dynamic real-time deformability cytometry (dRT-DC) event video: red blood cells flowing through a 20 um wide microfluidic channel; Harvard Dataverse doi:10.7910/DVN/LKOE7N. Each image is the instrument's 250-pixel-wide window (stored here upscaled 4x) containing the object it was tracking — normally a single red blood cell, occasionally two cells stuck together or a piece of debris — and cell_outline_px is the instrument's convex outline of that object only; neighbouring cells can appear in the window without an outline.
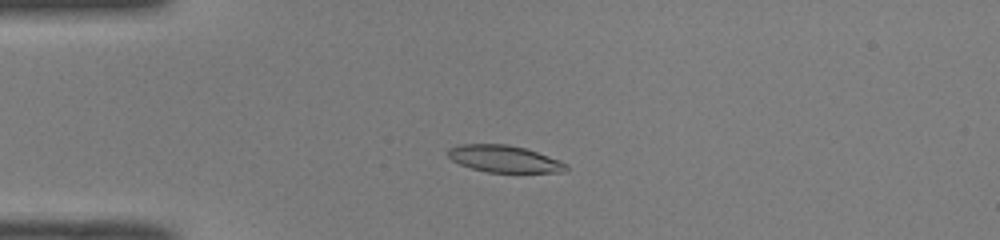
{"species": "common noctule bat (a hibernating species)", "species_latin": "Nyctalus noctula", "temperature_condition": "room temperature", "stored_images_in_passage": 48, "camera_frame_rate_fps": 3000, "um_per_image_px": 0.085, "animal": {"sex": "male", "body_mass_g": 19.0, "forearm_length_mm": 50.8}, "frame": {"image": 1, "passage_image": 11, "time_ms": 3.333, "image_size_px": [1000, 240], "cell_outline_px": [[568, 168], [564, 172], [488, 172], [472, 168], [460, 164], [452, 160], [448, 156], [448, 148], [460, 144], [508, 144], [524, 148], [560, 160], [568, 164]], "centroid_in_image_um": [42.86, 13.5], "position_along_channel_um": 42.1, "area_um2": 18.44}}
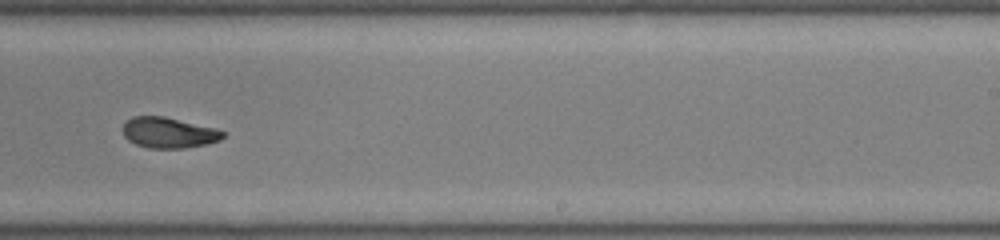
{"frame": {"image": 2, "passage_image": 30, "time_ms": 9.667, "image_size_px": [1000, 240], "cell_outline_px": [[224, 136], [220, 140], [204, 144], [184, 148], [148, 148], [136, 144], [128, 140], [124, 136], [120, 128], [132, 116], [164, 116], [216, 128], [224, 132]], "centroid_in_image_um": [14.3, 11.27], "position_along_channel_um": 274.7, "area_um2": 17.92}}
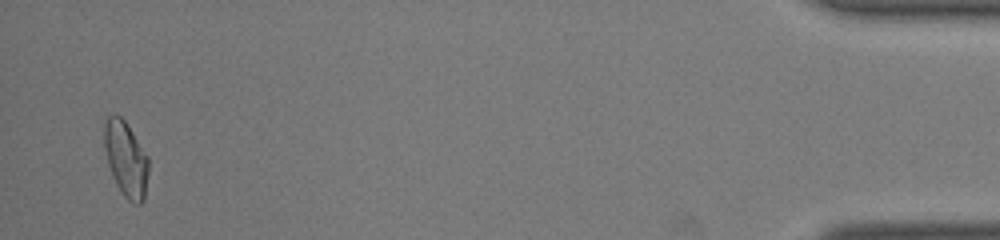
{"frame": {"image": 3, "passage_image": 47, "time_ms": 15.333, "image_size_px": [1000, 240], "cell_outline_px": [[148, 172], [144, 200], [140, 204], [132, 204], [124, 196], [116, 184], [112, 176], [108, 164], [104, 148], [104, 120], [108, 116], [120, 116], [124, 120], [148, 156]], "centroid_in_image_um": [10.69, 13.54], "position_along_channel_um": 424.5, "area_um2": 19.36}, "authors_computed_cell_mechanics": {"area_um2": 18.8428, "velocity_mm_per_s": 4.0946, "shape_relaxation_time_tau1_ms": 6.186, "shape_relaxation_time_tau2_ms": 2.3984, "deformation_change_tau1": 0.1743, "deformation_change_tau2": 0.0814}}